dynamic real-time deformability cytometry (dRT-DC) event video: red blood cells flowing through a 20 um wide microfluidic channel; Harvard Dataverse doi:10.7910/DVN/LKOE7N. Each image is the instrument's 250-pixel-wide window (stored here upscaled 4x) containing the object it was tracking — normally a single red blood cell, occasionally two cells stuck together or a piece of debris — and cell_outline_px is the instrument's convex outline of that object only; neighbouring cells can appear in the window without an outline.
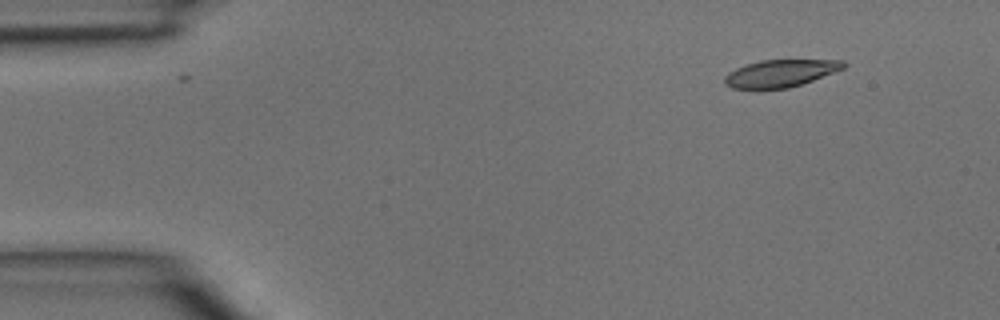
{"species": "common noctule bat (a hibernating species)", "species_latin": "Nyctalus noctula", "temperature_condition": "room temperature", "stored_images_in_passage": 4, "segment_of_instrument_passage": [1, 2], "camera_frame_rate_fps": 3000, "um_per_image_px": 0.085, "animal": {"sex": "male", "body_mass_g": 15.6}, "frame": {"image": 1, "passage_image": 1, "time_ms": 0.0, "image_size_px": [1000, 320], "cell_outline_px": [[848, 64], [844, 68], [812, 80], [788, 88], [732, 88], [724, 84], [724, 76], [728, 72], [744, 64], [760, 60], [844, 60]], "centroid_in_image_um": [66.31, 6.21], "position_along_channel_um": 18.7, "area_um2": 18.79}}
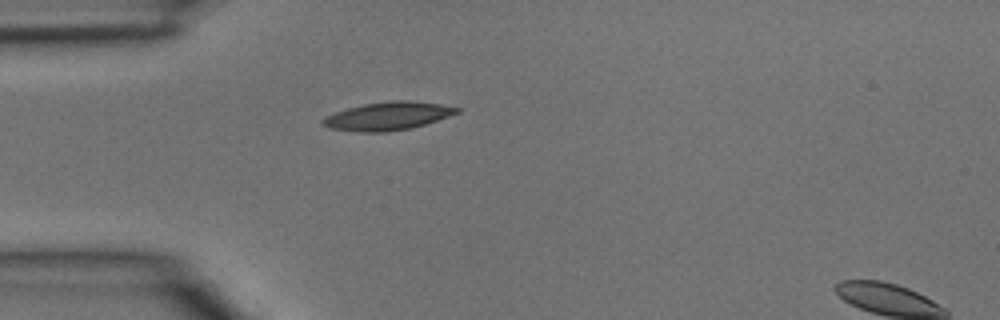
{"frame": {"image": 2, "passage_image": 3, "time_ms": 0.667, "image_size_px": [1000, 320], "cell_outline_px": [[460, 112], [424, 124], [408, 128], [384, 132], [360, 132], [328, 128], [320, 120], [336, 112], [348, 108], [364, 104], [392, 100], [412, 100], [440, 104], [460, 108]], "centroid_in_image_um": [32.97, 9.85], "position_along_channel_um": 52.0, "area_um2": 21.68}}